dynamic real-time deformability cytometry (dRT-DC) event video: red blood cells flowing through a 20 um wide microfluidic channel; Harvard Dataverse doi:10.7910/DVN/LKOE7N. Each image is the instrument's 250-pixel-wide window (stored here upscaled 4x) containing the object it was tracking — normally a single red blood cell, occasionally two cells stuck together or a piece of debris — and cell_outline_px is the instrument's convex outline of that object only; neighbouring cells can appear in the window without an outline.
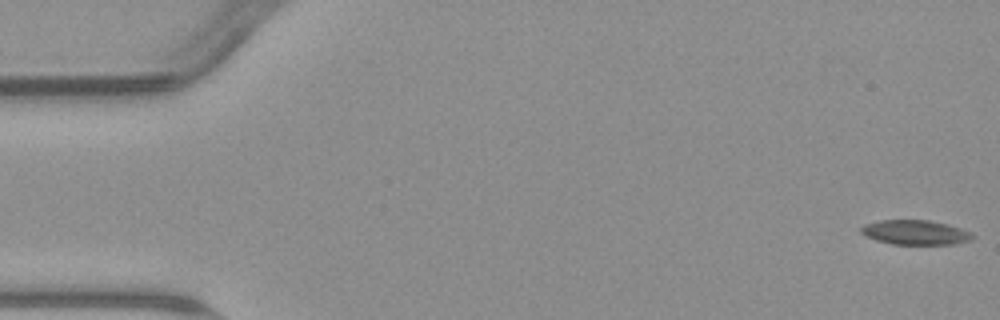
{"species": "common noctule bat (a hibernating species)", "species_latin": "Nyctalus noctula", "temperature_condition": "warm", "stored_images_in_passage": 5, "camera_frame_rate_fps": 3000, "um_per_image_px": 0.085, "animal": {"sex": "male", "body_mass_g": 23.1, "forearm_length_mm": 52.7}, "frame": {"image": 1, "passage_image": 1, "time_ms": 0.0, "image_size_px": [1000, 320], "cell_outline_px": [[976, 236], [968, 240], [956, 244], [892, 244], [876, 240], [860, 232], [860, 228], [864, 224], [880, 220], [928, 220], [948, 224], [972, 232]], "centroid_in_image_um": [77.81, 19.75], "position_along_channel_um": 7.2, "area_um2": 15.95}}
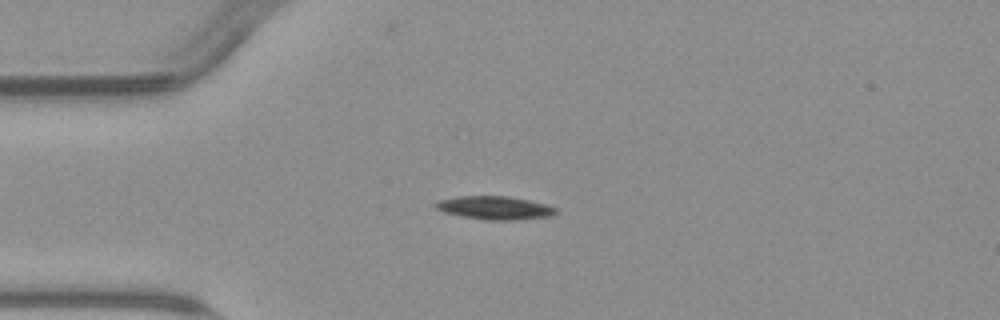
{"frame": {"image": 2, "passage_image": 4, "time_ms": 4.333, "image_size_px": [1000, 320], "cell_outline_px": [[560, 212], [552, 216], [516, 220], [484, 220], [460, 216], [444, 212], [436, 208], [432, 204], [440, 200], [460, 196], [508, 196], [548, 204], [556, 208]], "centroid_in_image_um": [42.1, 17.67], "position_along_channel_um": 42.9, "area_um2": 16.53}}